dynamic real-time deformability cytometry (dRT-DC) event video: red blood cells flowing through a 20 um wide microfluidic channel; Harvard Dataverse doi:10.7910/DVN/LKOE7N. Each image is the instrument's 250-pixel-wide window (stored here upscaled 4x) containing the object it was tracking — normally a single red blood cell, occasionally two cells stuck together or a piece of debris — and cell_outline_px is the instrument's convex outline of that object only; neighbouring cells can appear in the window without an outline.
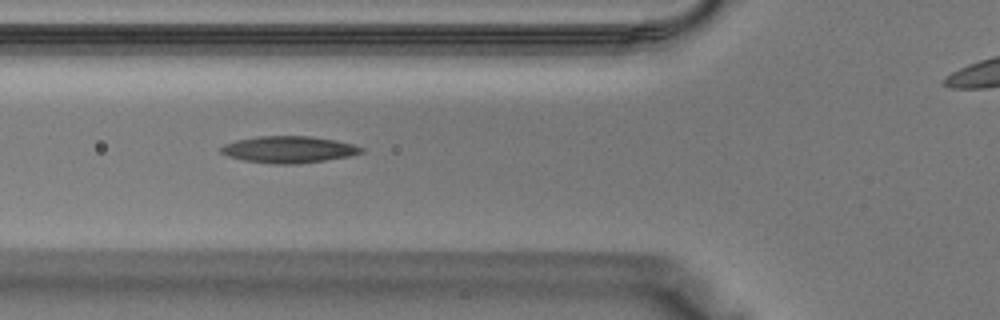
{"species": "Egyptian fruit bat (a non-hibernating species)", "species_latin": "Rousettus aegyptiacus", "temperature_condition": "warm", "stored_images_in_passage": 31, "camera_frame_rate_fps": 3000, "um_per_image_px": 0.085, "animal": {"sex": "male"}, "frame": {"image": 1, "passage_image": 5, "time_ms": 1.333, "image_size_px": [1000, 320], "cell_outline_px": [[364, 152], [348, 156], [324, 160], [296, 164], [276, 164], [244, 160], [228, 156], [220, 152], [220, 148], [224, 144], [236, 140], [256, 136], [312, 136], [336, 140], [356, 144], [364, 148]], "centroid_in_image_um": [24.56, 12.69], "position_along_channel_um": 101.2, "area_um2": 21.91}}
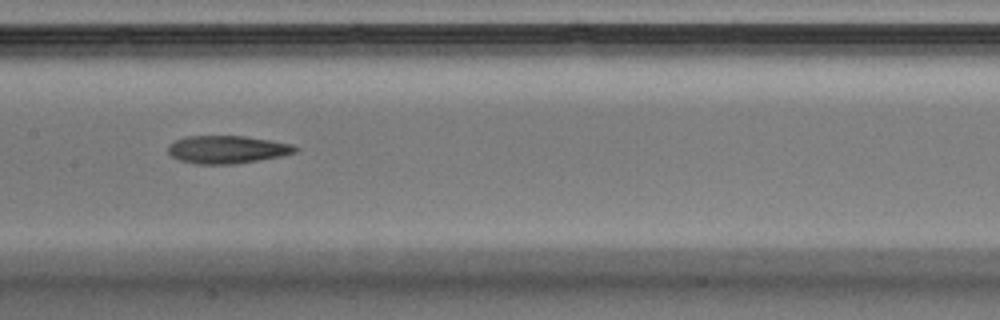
{"frame": {"image": 2, "passage_image": 10, "time_ms": 3.0, "image_size_px": [1000, 320], "cell_outline_px": [[300, 148], [296, 152], [280, 156], [260, 160], [236, 164], [200, 164], [180, 160], [172, 156], [168, 152], [168, 144], [176, 140], [188, 136], [244, 136], [272, 140], [292, 144]], "centroid_in_image_um": [19.34, 12.7], "position_along_channel_um": 188.1, "area_um2": 20.63}}
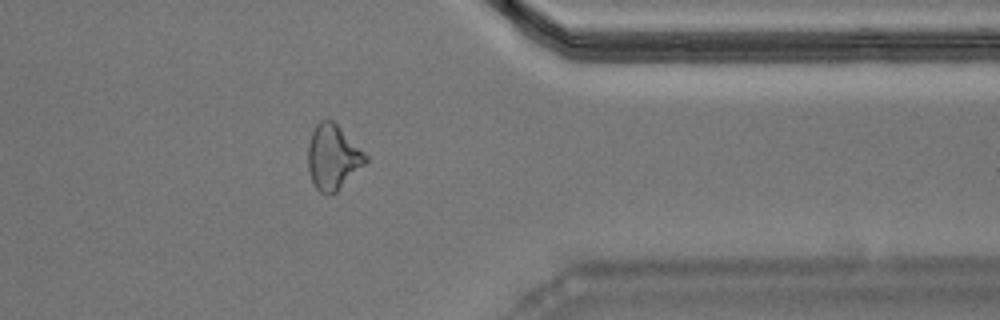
{"frame": {"image": 3, "passage_image": 22, "time_ms": 7.0, "image_size_px": [1000, 320], "cell_outline_px": [[368, 160], [336, 192], [320, 192], [316, 188], [312, 180], [308, 168], [308, 144], [312, 132], [316, 124], [320, 120], [332, 120], [368, 156]], "centroid_in_image_um": [28.28, 13.33], "position_along_channel_um": 383.1, "area_um2": 21.21}}